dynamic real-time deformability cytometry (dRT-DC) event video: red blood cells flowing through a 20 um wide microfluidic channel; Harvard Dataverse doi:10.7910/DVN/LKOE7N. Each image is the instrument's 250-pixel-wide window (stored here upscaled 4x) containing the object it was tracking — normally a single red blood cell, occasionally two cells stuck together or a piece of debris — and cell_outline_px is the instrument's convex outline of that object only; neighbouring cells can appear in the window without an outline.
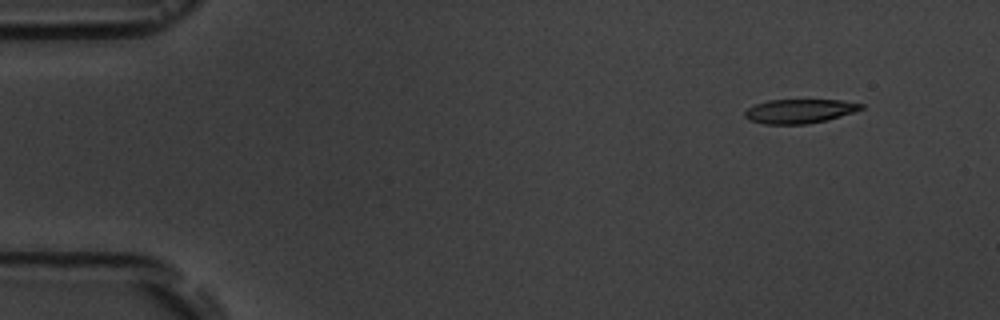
{"species": "common noctule bat (a hibernating species)", "species_latin": "Nyctalus noctula", "temperature_condition": "room temperature", "stored_images_in_passage": 3, "camera_frame_rate_fps": 3000, "um_per_image_px": 0.085, "animal": {"sex": "male", "body_mass_g": 19.5, "forearm_length_mm": 54.6}, "frame": {"image": 1, "passage_image": 1, "time_ms": 0.0, "image_size_px": [1000, 320], "cell_outline_px": [[864, 108], [828, 120], [808, 124], [764, 124], [748, 120], [744, 116], [744, 112], [748, 108], [756, 104], [768, 100], [840, 100], [864, 104]], "centroid_in_image_um": [67.94, 9.45], "position_along_channel_um": 17.1, "area_um2": 16.36}}
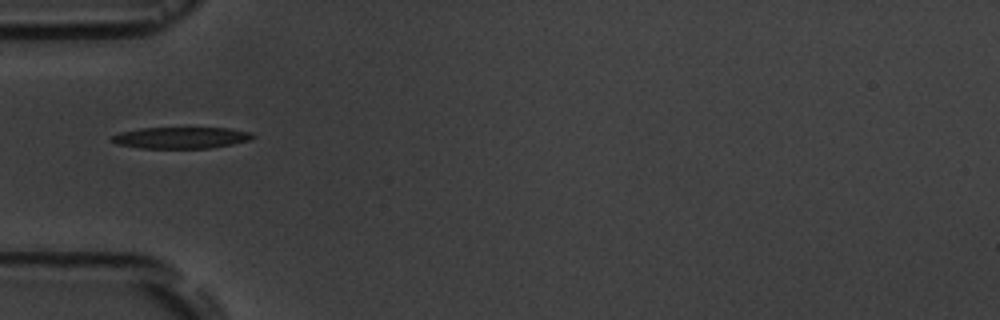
{"frame": {"image": 2, "passage_image": 3, "time_ms": 4.333, "image_size_px": [1000, 320], "cell_outline_px": [[256, 136], [252, 140], [212, 148], [140, 148], [116, 144], [112, 140], [112, 136], [120, 132], [140, 128], [228, 128], [252, 132]], "centroid_in_image_um": [15.43, 11.71], "position_along_channel_um": 69.6, "area_um2": 17.69}}